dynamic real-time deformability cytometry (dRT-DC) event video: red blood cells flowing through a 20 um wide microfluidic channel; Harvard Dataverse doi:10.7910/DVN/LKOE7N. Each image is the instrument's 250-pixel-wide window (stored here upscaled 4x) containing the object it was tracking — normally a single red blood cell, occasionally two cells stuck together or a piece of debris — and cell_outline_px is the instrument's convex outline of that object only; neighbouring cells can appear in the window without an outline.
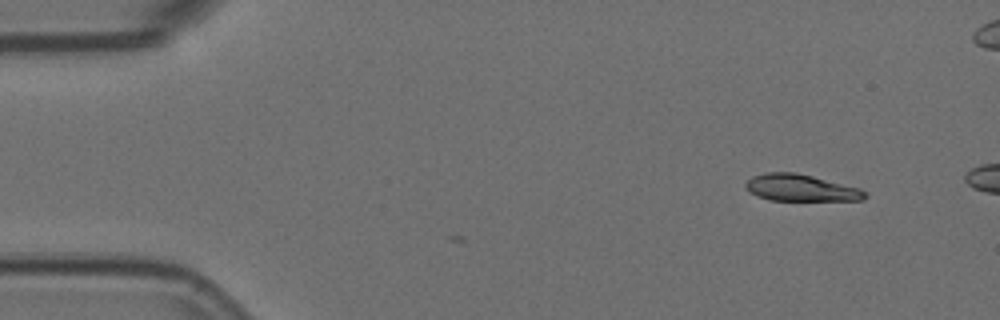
{"species": "Egyptian fruit bat (a non-hibernating species)", "species_latin": "Rousettus aegyptiacus", "temperature_condition": "room temperature", "stored_images_in_passage": 2, "camera_frame_rate_fps": 3000, "um_per_image_px": 0.085, "animal": {"sex": "female"}, "frame": {"image": 1, "passage_image": 2, "time_ms": 0.333, "image_size_px": [1000, 320], "cell_outline_px": [[868, 196], [864, 200], [768, 200], [756, 196], [744, 184], [752, 176], [764, 172], [796, 172], [860, 188], [868, 192]], "centroid_in_image_um": [68.09, 15.96], "position_along_channel_um": 16.9, "area_um2": 18.61}}